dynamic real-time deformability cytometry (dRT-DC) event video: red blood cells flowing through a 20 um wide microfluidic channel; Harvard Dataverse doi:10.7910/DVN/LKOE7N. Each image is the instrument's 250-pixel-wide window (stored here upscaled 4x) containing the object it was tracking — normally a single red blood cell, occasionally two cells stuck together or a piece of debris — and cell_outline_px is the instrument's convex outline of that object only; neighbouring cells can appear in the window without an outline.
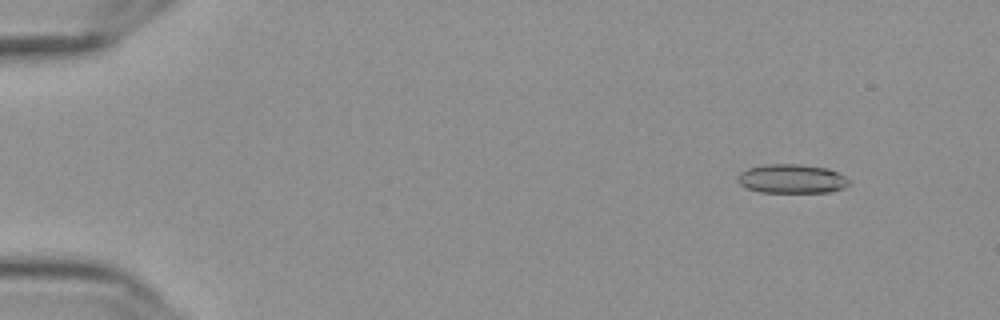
{"species": "Egyptian fruit bat (a non-hibernating species)", "species_latin": "Rousettus aegyptiacus", "temperature_condition": "cold", "stored_images_in_passage": 57, "camera_frame_rate_fps": 3000, "um_per_image_px": 0.085, "frame": {"image": 1, "passage_image": 6, "time_ms": 1.667, "image_size_px": [1000, 320], "cell_outline_px": [[852, 184], [844, 188], [832, 192], [760, 192], [748, 188], [740, 184], [736, 180], [736, 176], [740, 172], [748, 168], [764, 164], [800, 164], [828, 168], [852, 180]], "centroid_in_image_um": [67.33, 15.19], "position_along_channel_um": 17.7, "area_um2": 19.13}}
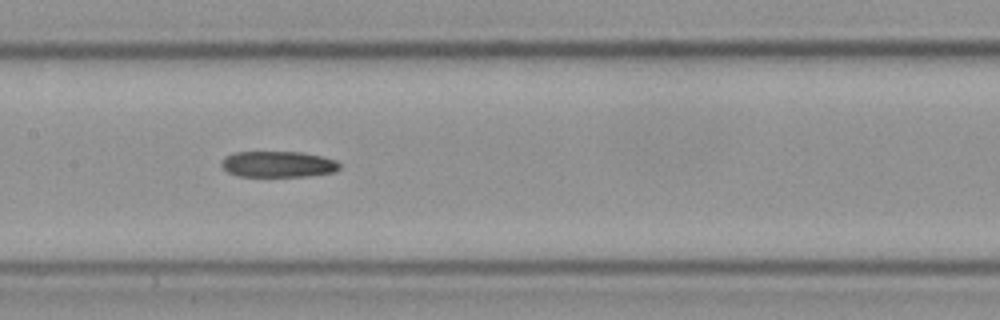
{"frame": {"image": 2, "passage_image": 29, "time_ms": 9.333, "image_size_px": [1000, 320], "cell_outline_px": [[340, 168], [336, 172], [308, 176], [240, 176], [228, 172], [220, 164], [224, 156], [236, 152], [300, 152], [320, 156], [336, 160], [340, 164]], "centroid_in_image_um": [23.65, 13.96], "position_along_channel_um": 183.8, "area_um2": 17.92}}
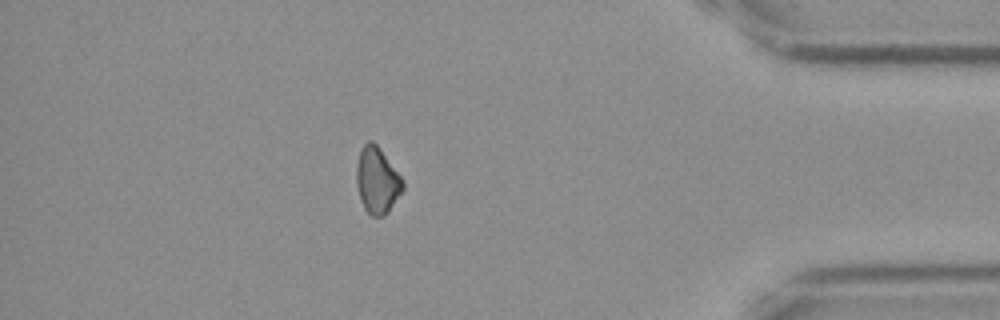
{"frame": {"image": 3, "passage_image": 50, "time_ms": 16.333, "image_size_px": [1000, 320], "cell_outline_px": [[404, 188], [388, 212], [384, 216], [372, 216], [364, 208], [360, 200], [356, 184], [356, 164], [360, 148], [368, 140], [372, 140], [376, 144], [404, 180]], "centroid_in_image_um": [32.04, 15.33], "position_along_channel_um": 403.2, "area_um2": 17.98}}